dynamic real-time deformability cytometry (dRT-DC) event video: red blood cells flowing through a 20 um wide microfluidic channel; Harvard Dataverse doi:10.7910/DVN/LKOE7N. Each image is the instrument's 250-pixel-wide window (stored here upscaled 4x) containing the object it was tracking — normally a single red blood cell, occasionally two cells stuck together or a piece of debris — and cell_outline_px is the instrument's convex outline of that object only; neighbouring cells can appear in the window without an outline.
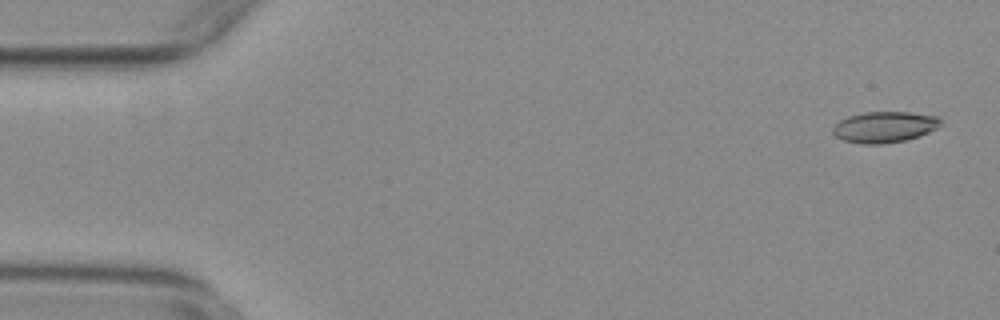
{"species": "common noctule bat (a hibernating species)", "species_latin": "Nyctalus noctula", "temperature_condition": "warm", "stored_images_in_passage": 54, "camera_frame_rate_fps": 3000, "um_per_image_px": 0.085, "animal": {"sex": "female", "body_mass_g": 29.2, "forearm_length_mm": 56.3}, "frame": {"image": 1, "passage_image": 2, "time_ms": 0.333, "image_size_px": [1000, 320], "cell_outline_px": [[940, 124], [936, 128], [920, 136], [904, 140], [880, 144], [860, 144], [844, 140], [836, 136], [832, 132], [832, 128], [840, 120], [848, 116], [864, 112], [908, 112], [940, 116]], "centroid_in_image_um": [75.17, 10.79], "position_along_channel_um": 9.8, "area_um2": 19.42}}
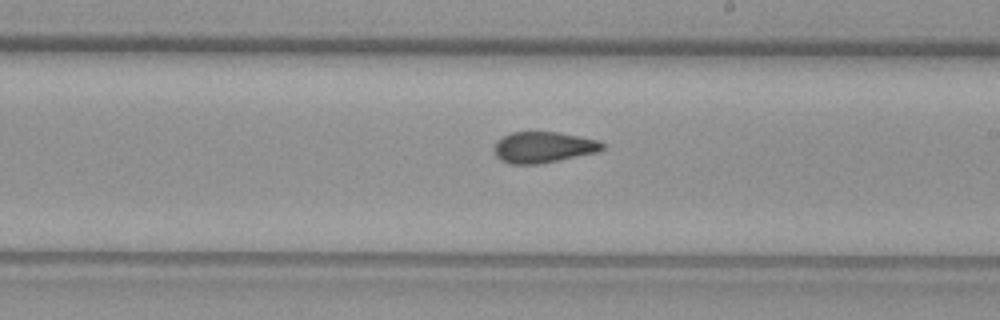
{"frame": {"image": 2, "passage_image": 31, "time_ms": 10.0, "image_size_px": [1000, 320], "cell_outline_px": [[604, 148], [596, 152], [560, 160], [536, 164], [512, 164], [500, 160], [496, 156], [492, 148], [496, 140], [512, 132], [560, 132], [596, 140], [604, 144]], "centroid_in_image_um": [46.13, 12.51], "position_along_channel_um": 242.9, "area_um2": 19.54}}
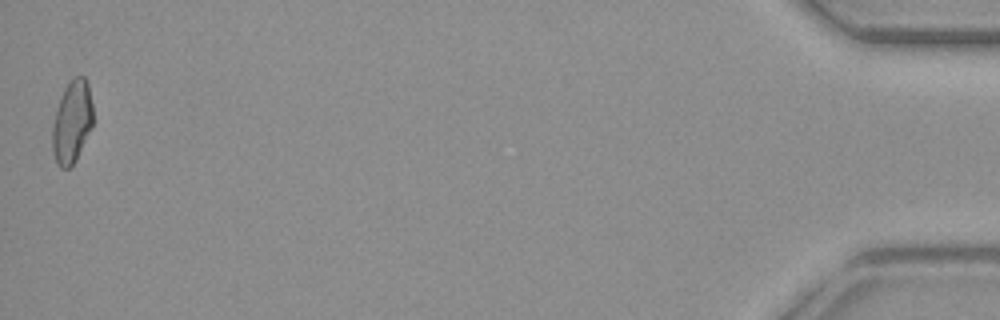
{"frame": {"image": 3, "passage_image": 54, "time_ms": 17.667, "image_size_px": [1000, 320], "cell_outline_px": [[92, 128], [76, 160], [68, 168], [60, 168], [56, 164], [52, 152], [52, 124], [60, 96], [64, 88], [72, 76], [84, 76], [88, 84], [92, 104]], "centroid_in_image_um": [6.1, 10.36], "position_along_channel_um": 429.1, "area_um2": 19.83}, "authors_computed_cell_mechanics": {"area_um2": 19.7676, "velocity_mm_per_s": 3.7824, "shape_relaxation_time_tau1_ms": null, "shape_relaxation_time_tau2_ms": 1.8849, "deformation_change_tau1": null, "deformation_change_tau2": 0.0789}}